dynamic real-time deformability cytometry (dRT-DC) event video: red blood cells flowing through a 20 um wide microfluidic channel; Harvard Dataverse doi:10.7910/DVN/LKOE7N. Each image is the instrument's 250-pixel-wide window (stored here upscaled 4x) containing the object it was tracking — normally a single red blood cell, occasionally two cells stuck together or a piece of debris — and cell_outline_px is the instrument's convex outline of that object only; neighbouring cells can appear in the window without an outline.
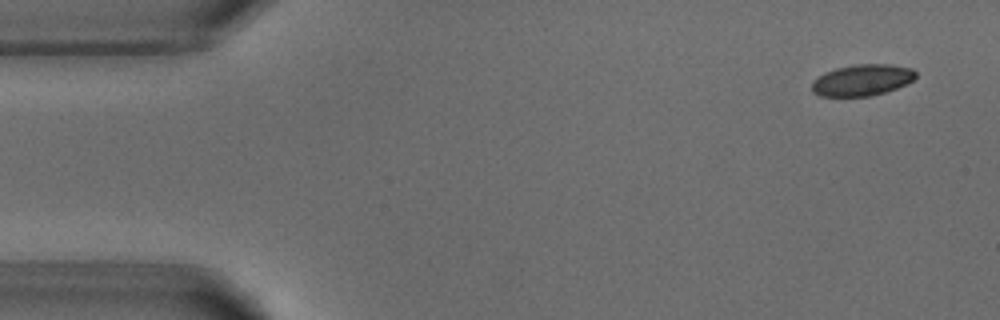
{"species": "common noctule bat (a hibernating species)", "species_latin": "Nyctalus noctula", "temperature_condition": "warm", "stored_images_in_passage": 4, "camera_frame_rate_fps": 3000, "um_per_image_px": 0.085, "animal": {"sex": "male", "body_mass_g": 18.8}, "frame": {"image": 1, "passage_image": 1, "time_ms": 0.0, "image_size_px": [1000, 320], "cell_outline_px": [[916, 76], [908, 84], [872, 96], [820, 96], [812, 92], [812, 80], [824, 72], [836, 68], [856, 64], [888, 64], [912, 68], [916, 72]], "centroid_in_image_um": [73.27, 6.8], "position_along_channel_um": 11.7, "area_um2": 19.07}}
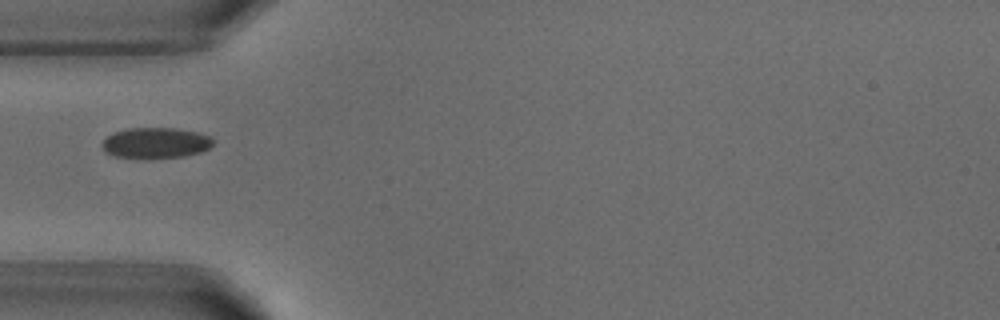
{"frame": {"image": 2, "passage_image": 4, "time_ms": 4.333, "image_size_px": [1000, 320], "cell_outline_px": [[212, 144], [208, 148], [200, 152], [184, 156], [116, 156], [104, 152], [100, 144], [112, 132], [128, 128], [176, 128], [196, 132], [212, 136]], "centroid_in_image_um": [13.21, 12.1], "position_along_channel_um": 71.8, "area_um2": 19.31}}